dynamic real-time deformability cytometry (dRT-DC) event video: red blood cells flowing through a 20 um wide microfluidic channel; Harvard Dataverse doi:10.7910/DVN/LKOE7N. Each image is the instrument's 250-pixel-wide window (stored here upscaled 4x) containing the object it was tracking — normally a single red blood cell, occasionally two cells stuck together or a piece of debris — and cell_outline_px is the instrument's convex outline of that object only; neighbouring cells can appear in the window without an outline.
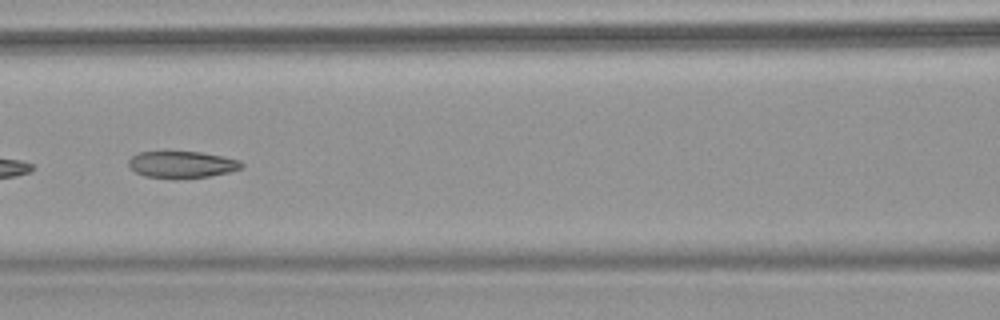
{"species": "common noctule bat (a hibernating species)", "species_latin": "Nyctalus noctula", "temperature_condition": "warm", "stored_images_in_passage": 9, "camera_frame_rate_fps": 3000, "um_per_image_px": 0.085, "animal": {"sex": "female", "body_mass_g": 18.4}, "frame": {"image": 1, "passage_image": 9, "time_ms": 2.667, "image_size_px": [1000, 320], "cell_outline_px": [[244, 168], [228, 172], [208, 176], [144, 176], [136, 172], [128, 164], [128, 160], [132, 156], [140, 152], [200, 152], [224, 156], [240, 160], [244, 164]], "centroid_in_image_um": [15.52, 13.94], "position_along_channel_um": 151.1, "area_um2": 16.94}}